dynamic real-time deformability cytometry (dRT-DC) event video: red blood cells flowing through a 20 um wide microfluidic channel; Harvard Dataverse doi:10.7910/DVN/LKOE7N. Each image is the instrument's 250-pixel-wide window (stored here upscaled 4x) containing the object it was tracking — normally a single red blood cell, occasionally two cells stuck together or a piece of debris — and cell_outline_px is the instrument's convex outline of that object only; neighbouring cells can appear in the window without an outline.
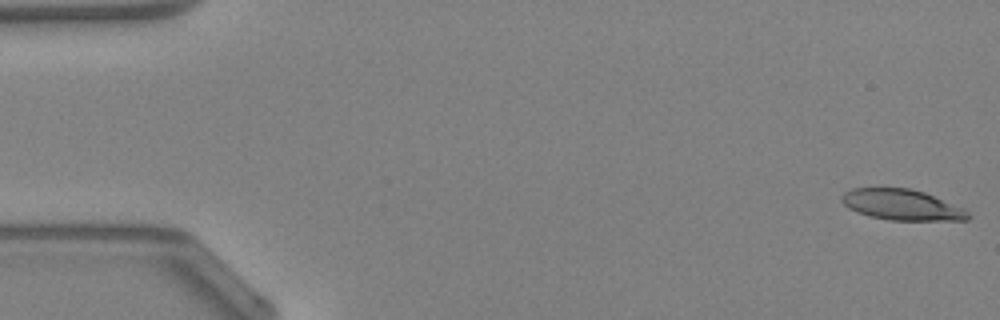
{"species": "Egyptian fruit bat (a non-hibernating species)", "species_latin": "Rousettus aegyptiacus", "temperature_condition": "warm", "stored_images_in_passage": 48, "camera_frame_rate_fps": 3000, "um_per_image_px": 0.085, "animal": {"sex": "female"}, "frame": {"image": 1, "passage_image": 1, "time_ms": 0.0, "image_size_px": [1000, 320], "cell_outline_px": [[972, 216], [968, 220], [888, 220], [868, 216], [856, 212], [848, 208], [840, 200], [840, 196], [844, 192], [852, 188], [908, 188], [924, 192], [964, 208]], "centroid_in_image_um": [76.63, 17.41], "position_along_channel_um": 8.4, "area_um2": 22.77}}
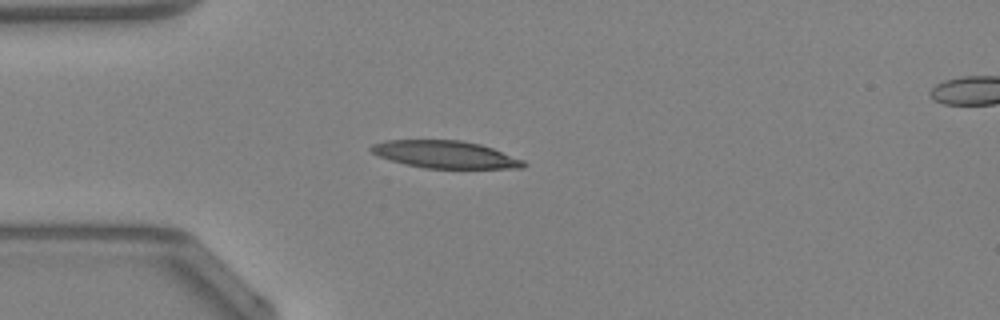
{"frame": {"image": 2, "passage_image": 13, "time_ms": 4.0, "image_size_px": [1000, 320], "cell_outline_px": [[528, 164], [524, 168], [424, 168], [404, 164], [380, 156], [372, 152], [368, 148], [372, 144], [384, 140], [460, 140], [480, 144], [492, 148], [524, 160]], "centroid_in_image_um": [37.85, 13.13], "position_along_channel_um": 47.2, "area_um2": 24.28}}
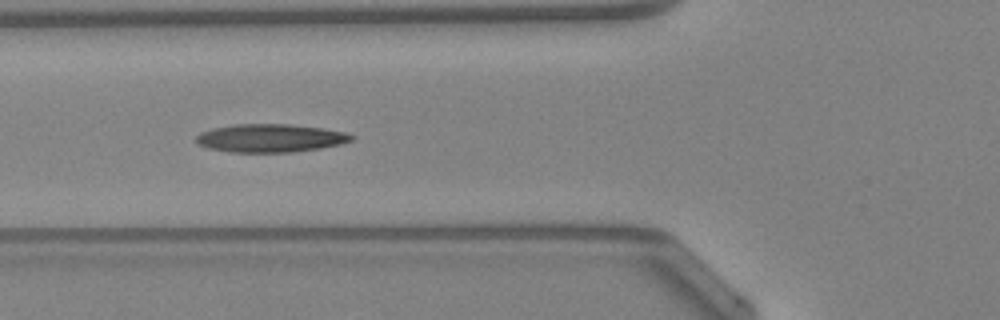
{"frame": {"image": 3, "passage_image": 18, "time_ms": 5.667, "image_size_px": [1000, 320], "cell_outline_px": [[356, 136], [352, 140], [340, 144], [320, 148], [292, 152], [232, 152], [208, 148], [196, 144], [196, 136], [200, 132], [212, 128], [236, 124], [288, 124], [320, 128], [344, 132]], "centroid_in_image_um": [22.94, 11.74], "position_along_channel_um": 102.9, "area_um2": 25.43}, "authors_computed_cell_mechanics": {"area_um2": 24.276, "velocity_mm_per_s": 4.2883, "shape_relaxation_time_tau1_ms": 6.5816, "shape_relaxation_time_tau2_ms": 2.8486, "deformation_change_tau1": 0.267, "deformation_change_tau2": 0.1268}}